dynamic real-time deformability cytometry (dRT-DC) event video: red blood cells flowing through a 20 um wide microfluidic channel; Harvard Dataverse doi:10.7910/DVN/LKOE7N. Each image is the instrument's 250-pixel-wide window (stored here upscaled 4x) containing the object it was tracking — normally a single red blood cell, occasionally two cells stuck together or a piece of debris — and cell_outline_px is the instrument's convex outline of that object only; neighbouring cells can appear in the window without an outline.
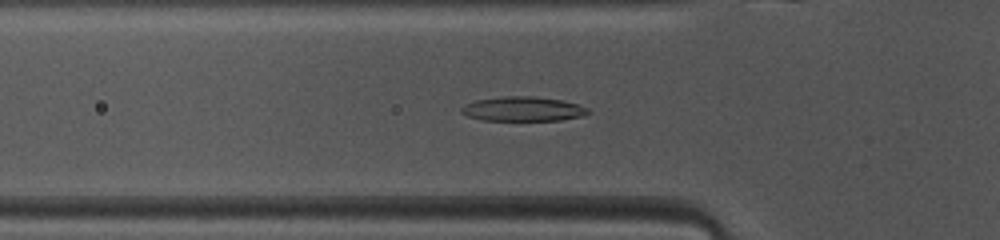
{"species": "common noctule bat (a hibernating species)", "species_latin": "Nyctalus noctula", "temperature_condition": "warm", "stored_images_in_passage": 42, "camera_frame_rate_fps": 3000, "um_per_image_px": 0.085, "animal": {"sex": "female", "body_mass_g": 10.0, "forearm_length_mm": 53.1}, "frame": {"image": 1, "passage_image": 9, "time_ms": 2.667, "image_size_px": [1000, 240], "cell_outline_px": [[592, 112], [584, 116], [560, 120], [484, 120], [468, 116], [460, 112], [460, 108], [464, 104], [476, 100], [500, 96], [532, 96], [560, 100], [576, 104], [588, 108]], "centroid_in_image_um": [44.44, 9.26], "position_along_channel_um": 81.4, "area_um2": 18.09}}
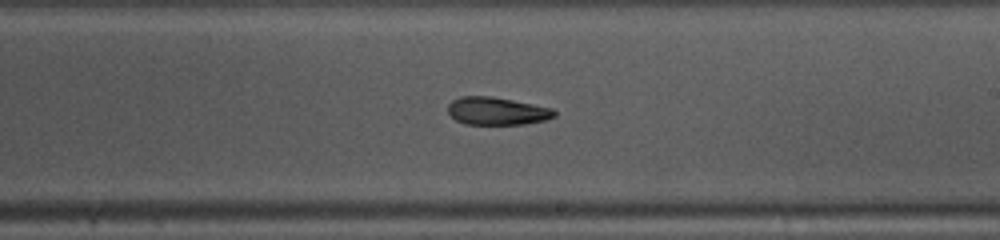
{"frame": {"image": 2, "passage_image": 21, "time_ms": 6.667, "image_size_px": [1000, 240], "cell_outline_px": [[556, 116], [544, 120], [524, 124], [464, 124], [456, 120], [448, 112], [448, 104], [452, 100], [460, 96], [492, 96], [552, 108], [556, 112]], "centroid_in_image_um": [42.22, 9.43], "position_along_channel_um": 246.8, "area_um2": 17.17}}
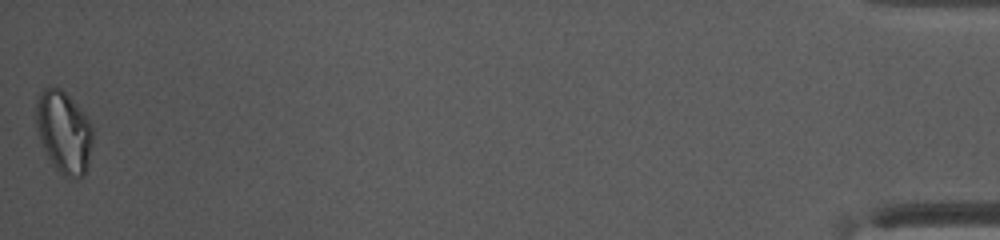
{"frame": {"image": 3, "passage_image": 42, "time_ms": 13.667, "image_size_px": [1000, 240], "cell_outline_px": [[92, 144], [88, 164], [84, 176], [64, 176], [52, 164], [44, 148], [36, 128], [36, 100], [40, 92], [44, 88], [60, 88], [80, 108], [92, 124]], "centroid_in_image_um": [5.42, 11.21], "position_along_channel_um": 429.8, "area_um2": 26.76}, "authors_computed_cell_mechanics": {"area_um2": 18.5538, "velocity_mm_per_s": 4.1127, "shape_relaxation_time_tau1_ms": 6.243, "shape_relaxation_time_tau2_ms": 3.3364, "deformation_change_tau1": 0.1709, "deformation_change_tau2": 0.0767}}